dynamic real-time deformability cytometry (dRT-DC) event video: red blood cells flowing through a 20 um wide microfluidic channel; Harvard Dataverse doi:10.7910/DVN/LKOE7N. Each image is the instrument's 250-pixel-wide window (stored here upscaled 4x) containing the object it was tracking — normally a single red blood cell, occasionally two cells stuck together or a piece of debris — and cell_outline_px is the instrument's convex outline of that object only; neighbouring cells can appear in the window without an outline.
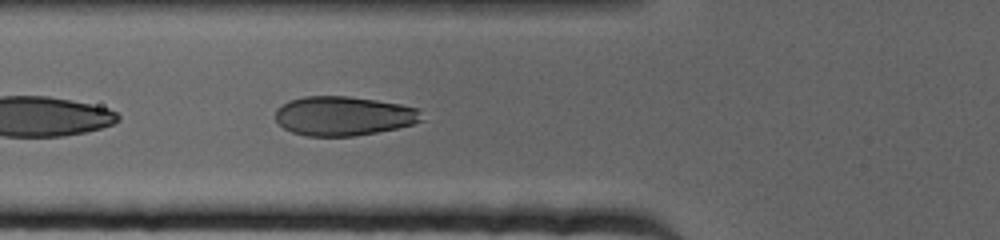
{"species": "human", "species_latin": "Homo sapiens", "temperature_condition": "cold", "stored_images_in_passage": 19, "camera_frame_rate_fps": 3000, "um_per_image_px": 0.085, "donor": {"sex": "female"}, "frame": {"image": 1, "passage_image": 6, "time_ms": 1.667, "image_size_px": [1000, 240], "cell_outline_px": [[424, 120], [412, 124], [396, 128], [376, 132], [352, 136], [308, 136], [292, 132], [284, 128], [276, 120], [276, 108], [288, 100], [304, 96], [348, 96], [376, 100], [400, 104], [420, 108]], "centroid_in_image_um": [29.21, 9.84], "position_along_channel_um": 96.6, "area_um2": 33.58}}
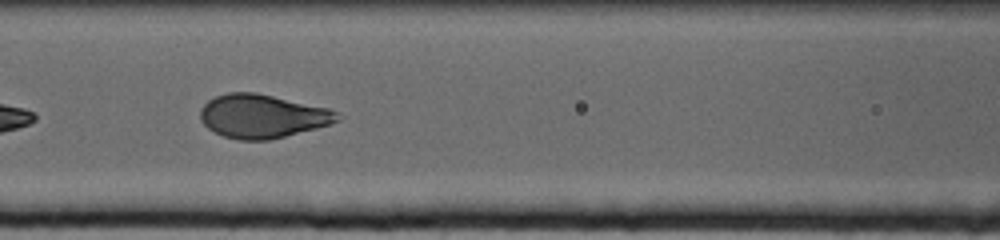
{"frame": {"image": 2, "passage_image": 11, "time_ms": 3.333, "image_size_px": [1000, 240], "cell_outline_px": [[340, 120], [332, 124], [268, 140], [240, 140], [224, 136], [208, 128], [200, 120], [200, 108], [208, 100], [216, 96], [228, 92], [256, 92], [328, 108], [340, 112]], "centroid_in_image_um": [22.31, 9.86], "position_along_channel_um": 144.3, "area_um2": 34.8}}